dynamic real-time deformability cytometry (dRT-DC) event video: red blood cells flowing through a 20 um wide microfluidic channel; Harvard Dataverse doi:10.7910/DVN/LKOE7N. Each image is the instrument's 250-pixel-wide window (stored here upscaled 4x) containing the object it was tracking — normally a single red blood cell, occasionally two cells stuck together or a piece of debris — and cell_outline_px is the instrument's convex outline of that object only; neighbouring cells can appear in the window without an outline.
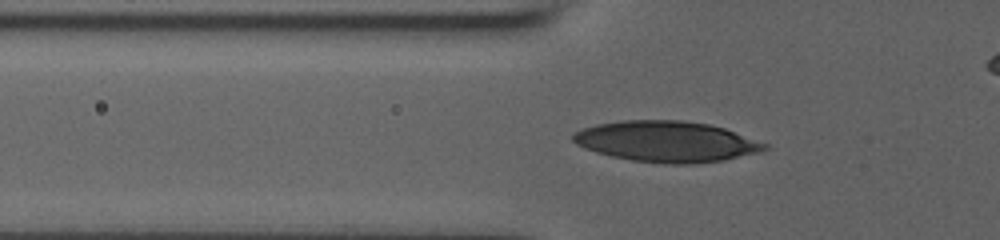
{"species": "human", "species_latin": "Homo sapiens", "temperature_condition": "room temperature", "stored_images_in_passage": 42, "camera_frame_rate_fps": 3000, "um_per_image_px": 0.085, "donor": {"sex": "male"}, "frame": {"image": 1, "passage_image": 10, "time_ms": 3.0, "image_size_px": [1000, 240], "cell_outline_px": [[768, 148], [760, 152], [724, 160], [692, 164], [664, 164], [632, 160], [612, 156], [596, 152], [584, 148], [576, 144], [572, 140], [572, 132], [596, 124], [620, 120], [680, 120], [708, 124], [724, 128], [768, 144]], "centroid_in_image_um": [56.63, 12.03], "position_along_channel_um": 69.2, "area_um2": 45.66}}
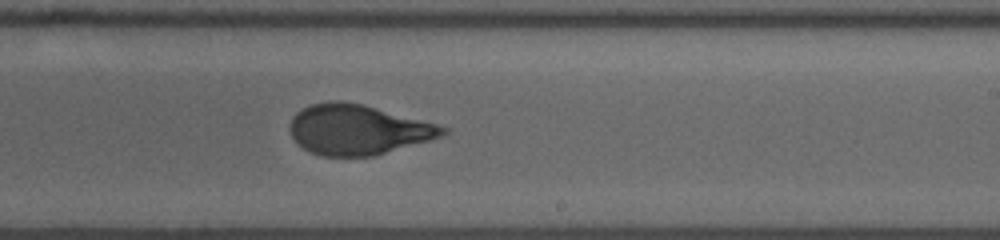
{"frame": {"image": 2, "passage_image": 25, "time_ms": 8.0, "image_size_px": [1000, 240], "cell_outline_px": [[448, 132], [440, 136], [428, 140], [372, 156], [324, 156], [312, 152], [304, 148], [292, 136], [292, 116], [296, 112], [312, 104], [332, 100], [340, 100], [364, 104], [436, 124], [448, 128]], "centroid_in_image_um": [30.42, 11.0], "position_along_channel_um": 258.6, "area_um2": 43.81}}
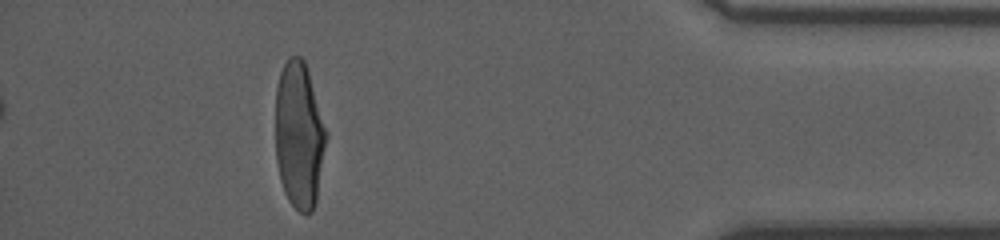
{"frame": {"image": 3, "passage_image": 40, "time_ms": 13.0, "image_size_px": [1000, 240], "cell_outline_px": [[328, 136], [316, 204], [312, 212], [300, 212], [288, 200], [284, 192], [280, 180], [276, 160], [276, 88], [280, 72], [288, 56], [300, 56], [304, 60], [328, 132]], "centroid_in_image_um": [25.44, 11.51], "position_along_channel_um": 409.8, "area_um2": 43.75}}